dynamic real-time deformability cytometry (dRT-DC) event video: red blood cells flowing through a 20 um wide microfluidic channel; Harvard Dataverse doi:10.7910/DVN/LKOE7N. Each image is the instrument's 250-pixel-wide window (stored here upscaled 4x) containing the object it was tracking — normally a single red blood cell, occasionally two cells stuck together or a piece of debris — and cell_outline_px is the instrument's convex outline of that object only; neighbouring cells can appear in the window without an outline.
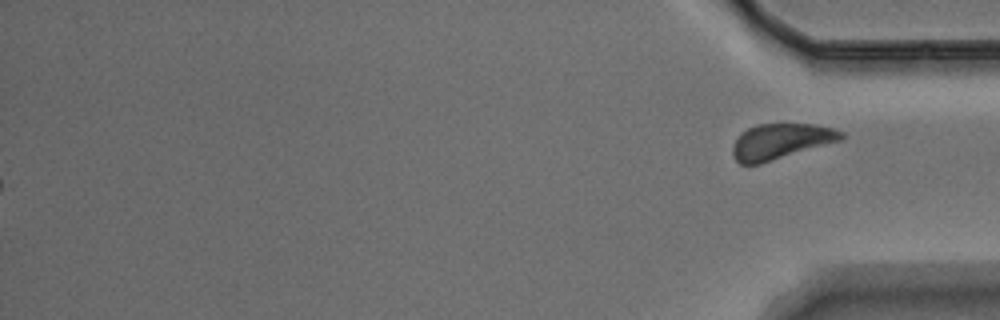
{"species": "Egyptian fruit bat (a non-hibernating species)", "species_latin": "Rousettus aegyptiacus", "temperature_condition": "warm", "stored_images_in_passage": 50, "segment_of_instrument_passage": [2, 2], "camera_frame_rate_fps": 3000, "um_per_image_px": 0.085, "animal": {"sex": "male"}, "frame": {"image": 1, "passage_image": 50, "time_ms": 16.333, "image_size_px": [1000, 320], "cell_outline_px": [[844, 140], [760, 164], [740, 164], [732, 156], [732, 144], [740, 132], [756, 124], [816, 124], [832, 128], [844, 132]], "centroid_in_image_um": [66.37, 12.02], "position_along_channel_um": 368.8, "area_um2": 22.83}}